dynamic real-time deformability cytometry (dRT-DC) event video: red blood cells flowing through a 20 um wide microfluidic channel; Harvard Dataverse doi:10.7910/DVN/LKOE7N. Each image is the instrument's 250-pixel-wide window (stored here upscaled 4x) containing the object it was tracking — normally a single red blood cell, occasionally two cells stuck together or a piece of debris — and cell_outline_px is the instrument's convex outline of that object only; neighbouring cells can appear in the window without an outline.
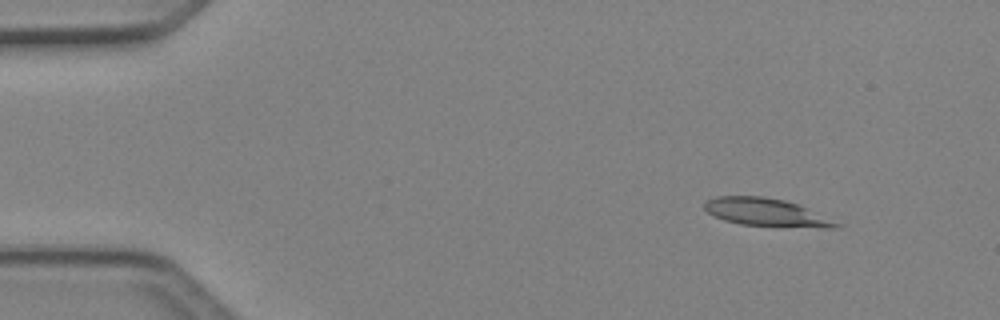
{"species": "Egyptian fruit bat (a non-hibernating species)", "species_latin": "Rousettus aegyptiacus", "temperature_condition": "cold", "stored_images_in_passage": 45, "camera_frame_rate_fps": 3000, "um_per_image_px": 0.085, "animal": {"sex": "female"}, "frame": {"image": 1, "passage_image": 2, "time_ms": 0.333, "image_size_px": [1000, 320], "cell_outline_px": [[844, 224], [836, 228], [824, 228], [740, 224], [724, 220], [708, 212], [704, 208], [704, 200], [716, 196], [764, 196], [784, 200], [808, 208]], "centroid_in_image_um": [65.16, 18.04], "position_along_channel_um": 19.8, "area_um2": 21.39}}
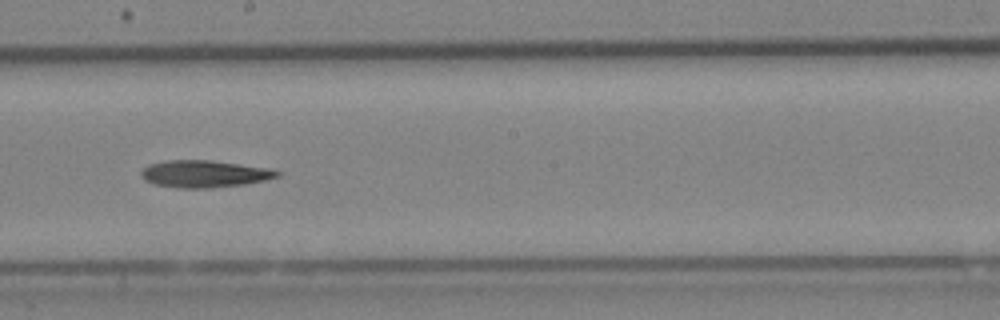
{"frame": {"image": 2, "passage_image": 24, "time_ms": 7.667, "image_size_px": [1000, 320], "cell_outline_px": [[280, 176], [264, 180], [244, 184], [212, 188], [180, 188], [156, 184], [144, 180], [140, 176], [140, 172], [148, 164], [164, 160], [212, 160], [268, 168], [280, 172]], "centroid_in_image_um": [17.33, 14.77], "position_along_channel_um": 230.9, "area_um2": 21.5}}
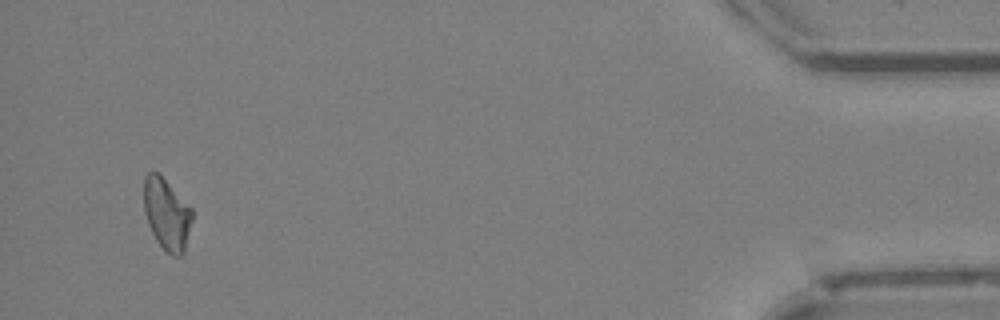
{"frame": {"image": 3, "passage_image": 43, "time_ms": 14.0, "image_size_px": [1000, 320], "cell_outline_px": [[192, 220], [184, 252], [180, 256], [172, 256], [164, 252], [156, 240], [148, 224], [144, 212], [144, 176], [148, 172], [156, 172], [192, 208]], "centroid_in_image_um": [14.16, 18.25], "position_along_channel_um": 421.0, "area_um2": 20.0}}